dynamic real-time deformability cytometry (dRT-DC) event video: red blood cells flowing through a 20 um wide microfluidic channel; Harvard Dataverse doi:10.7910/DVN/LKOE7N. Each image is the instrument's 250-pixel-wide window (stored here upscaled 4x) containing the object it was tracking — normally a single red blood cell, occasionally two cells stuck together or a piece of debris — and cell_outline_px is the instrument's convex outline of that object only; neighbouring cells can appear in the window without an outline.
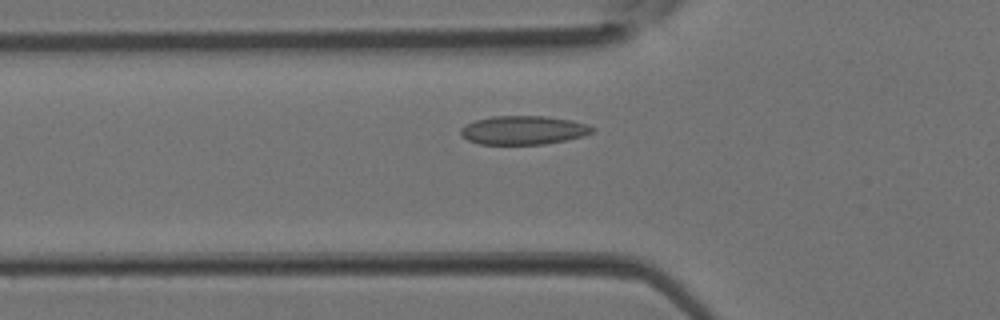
{"species": "Egyptian fruit bat (a non-hibernating species)", "species_latin": "Rousettus aegyptiacus", "temperature_condition": "room temperature", "stored_images_in_passage": 35, "camera_frame_rate_fps": 3000, "um_per_image_px": 0.085, "animal": {"sex": "female"}, "frame": {"image": 1, "passage_image": 10, "time_ms": 3.0, "image_size_px": [1000, 320], "cell_outline_px": [[596, 132], [584, 136], [568, 140], [544, 144], [480, 144], [468, 140], [460, 136], [460, 128], [476, 120], [492, 116], [544, 116], [572, 120], [596, 128]], "centroid_in_image_um": [44.52, 11.07], "position_along_channel_um": 81.3, "area_um2": 22.14}}
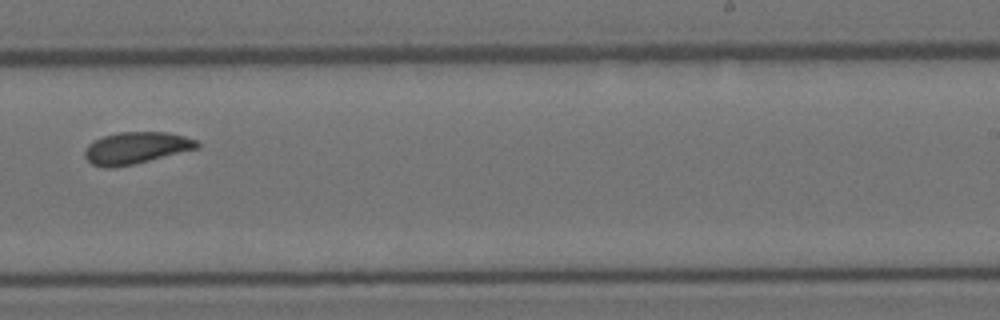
{"frame": {"image": 2, "passage_image": 21, "time_ms": 6.667, "image_size_px": [1000, 320], "cell_outline_px": [[200, 148], [132, 164], [112, 168], [104, 168], [92, 164], [84, 156], [84, 152], [88, 144], [104, 136], [120, 132], [168, 132], [184, 136], [196, 140], [200, 144]], "centroid_in_image_um": [11.57, 12.57], "position_along_channel_um": 277.4, "area_um2": 20.69}}
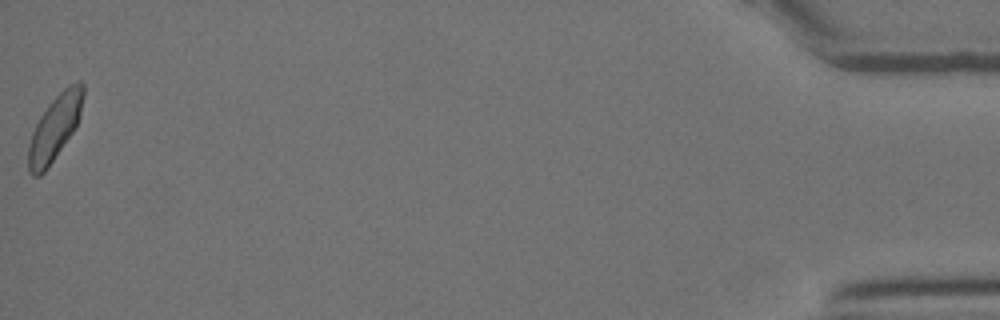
{"frame": {"image": 3, "passage_image": 35, "time_ms": 11.333, "image_size_px": [1000, 320], "cell_outline_px": [[84, 96], [80, 116], [72, 132], [48, 168], [40, 176], [32, 176], [28, 172], [28, 144], [32, 132], [40, 116], [48, 104], [68, 84], [76, 80], [80, 80], [84, 84]], "centroid_in_image_um": [4.65, 10.84], "position_along_channel_um": 430.5, "area_um2": 20.87}}